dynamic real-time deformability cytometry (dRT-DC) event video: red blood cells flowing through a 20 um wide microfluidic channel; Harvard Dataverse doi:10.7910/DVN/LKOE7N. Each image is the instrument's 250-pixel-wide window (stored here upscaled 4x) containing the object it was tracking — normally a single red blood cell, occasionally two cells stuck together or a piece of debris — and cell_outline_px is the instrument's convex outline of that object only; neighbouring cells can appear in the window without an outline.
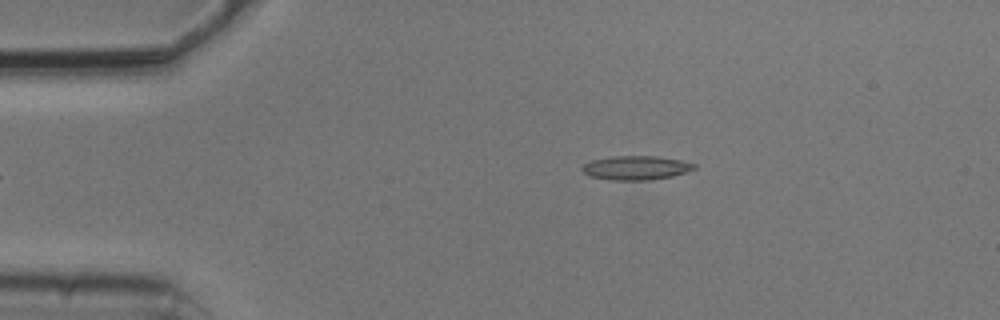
{"species": "common noctule bat (a hibernating species)", "species_latin": "Nyctalus noctula", "temperature_condition": "cold", "stored_images_in_passage": 5, "camera_frame_rate_fps": 3000, "um_per_image_px": 0.085, "animal": {"sex": "male", "body_mass_g": 20.5, "forearm_length_mm": 52.5}, "frame": {"image": 1, "passage_image": 5, "time_ms": 1.333, "image_size_px": [1000, 320], "cell_outline_px": [[696, 168], [672, 176], [652, 180], [612, 180], [592, 176], [584, 172], [580, 168], [584, 164], [592, 160], [616, 156], [656, 156], [680, 160], [696, 164]], "centroid_in_image_um": [54.07, 14.26], "position_along_channel_um": 30.9, "area_um2": 15.49}}